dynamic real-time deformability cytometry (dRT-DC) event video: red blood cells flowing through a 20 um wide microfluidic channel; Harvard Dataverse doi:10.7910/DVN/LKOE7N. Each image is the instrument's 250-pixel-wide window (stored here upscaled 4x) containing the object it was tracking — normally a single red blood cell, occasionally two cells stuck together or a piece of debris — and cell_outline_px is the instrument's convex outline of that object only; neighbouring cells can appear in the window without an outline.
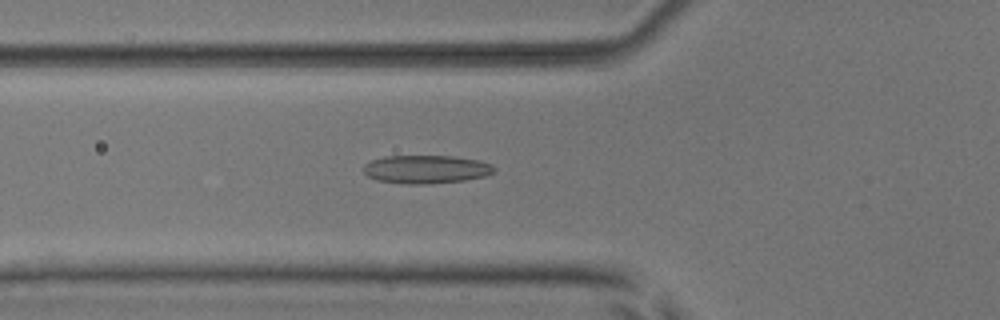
{"species": "common noctule bat (a hibernating species)", "species_latin": "Nyctalus noctula", "temperature_condition": "room temperature", "stored_images_in_passage": 54, "camera_frame_rate_fps": 3000, "um_per_image_px": 0.085, "animal": {"sex": "male", "body_mass_g": 17.9, "forearm_length_mm": 54.2}, "frame": {"image": 1, "passage_image": 20, "time_ms": 6.333, "image_size_px": [1000, 320], "cell_outline_px": [[496, 168], [492, 172], [484, 176], [464, 180], [428, 184], [404, 184], [376, 180], [368, 176], [364, 172], [364, 164], [372, 160], [384, 156], [456, 156], [480, 160], [492, 164]], "centroid_in_image_um": [36.22, 14.38], "position_along_channel_um": 89.6, "area_um2": 21.62}}
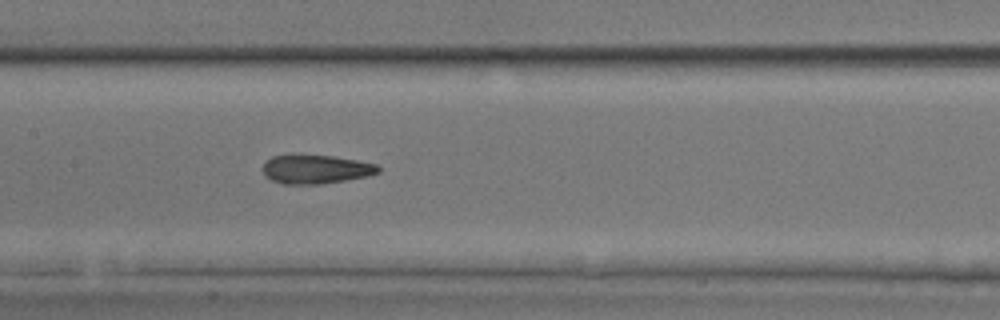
{"frame": {"image": 2, "passage_image": 27, "time_ms": 8.667, "image_size_px": [1000, 320], "cell_outline_px": [[380, 172], [368, 176], [320, 184], [284, 184], [272, 180], [264, 176], [264, 160], [272, 156], [292, 152], [332, 156], [356, 160], [376, 164], [380, 168]], "centroid_in_image_um": [26.78, 14.34], "position_along_channel_um": 180.6, "area_um2": 19.94}}
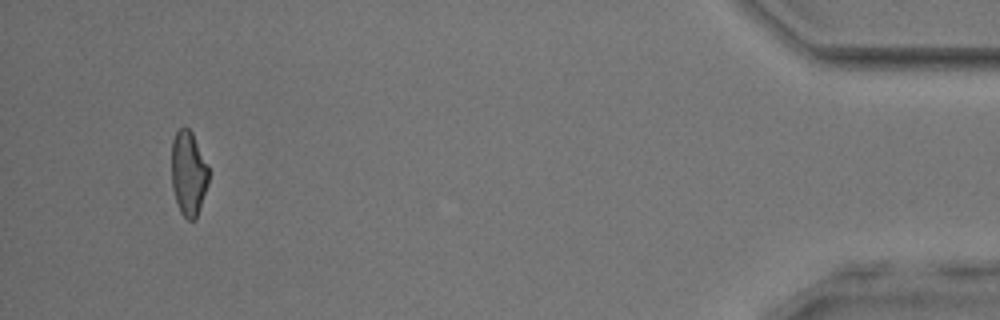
{"frame": {"image": 3, "passage_image": 51, "time_ms": 16.667, "image_size_px": [1000, 320], "cell_outline_px": [[208, 184], [196, 220], [188, 220], [180, 212], [172, 188], [172, 140], [176, 132], [184, 124], [192, 132], [208, 168]], "centroid_in_image_um": [16.01, 14.74], "position_along_channel_um": 419.2, "area_um2": 18.21}, "authors_computed_cell_mechanics": {"area_um2": 19.941, "velocity_mm_per_s": 3.8851, "shape_relaxation_time_tau1_ms": null, "shape_relaxation_time_tau2_ms": 2.2507, "deformation_change_tau1": null, "deformation_change_tau2": 0.11}}